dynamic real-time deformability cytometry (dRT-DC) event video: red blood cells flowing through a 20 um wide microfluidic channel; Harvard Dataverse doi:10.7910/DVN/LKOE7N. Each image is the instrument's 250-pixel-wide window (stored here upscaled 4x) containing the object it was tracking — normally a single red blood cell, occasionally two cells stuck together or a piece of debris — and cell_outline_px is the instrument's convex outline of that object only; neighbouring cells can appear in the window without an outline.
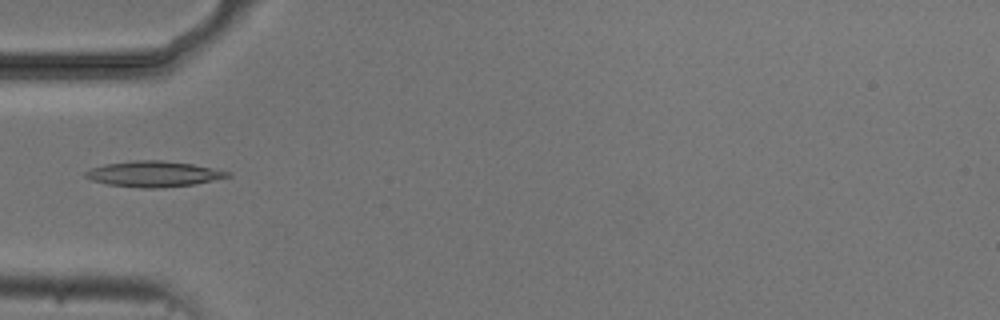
{"species": "common noctule bat (a hibernating species)", "species_latin": "Nyctalus noctula", "temperature_condition": "cold", "stored_images_in_passage": 7, "camera_frame_rate_fps": 3000, "um_per_image_px": 0.085, "animal": {"sex": "male", "body_mass_g": 20.5, "forearm_length_mm": 52.5}, "frame": {"image": 1, "passage_image": 4, "time_ms": 3.667, "image_size_px": [1000, 320], "cell_outline_px": [[232, 176], [192, 184], [160, 188], [140, 188], [108, 184], [92, 180], [84, 176], [84, 172], [92, 168], [104, 164], [132, 160], [160, 160], [192, 164], [232, 172]], "centroid_in_image_um": [13.04, 14.78], "position_along_channel_um": 72.0, "area_um2": 21.15}}
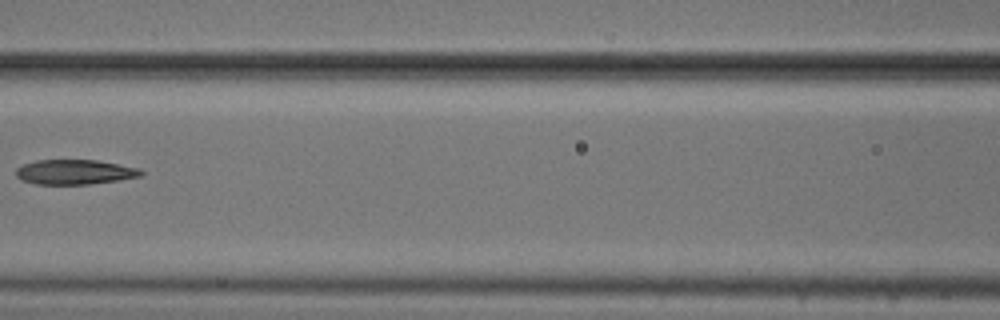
{"frame": {"image": 2, "passage_image": 6, "time_ms": 6.0, "image_size_px": [1000, 320], "cell_outline_px": [[144, 172], [140, 176], [120, 180], [88, 184], [36, 184], [20, 180], [16, 176], [16, 168], [24, 164], [36, 160], [96, 160], [140, 168]], "centroid_in_image_um": [6.34, 14.62], "position_along_channel_um": 160.3, "area_um2": 18.09}}
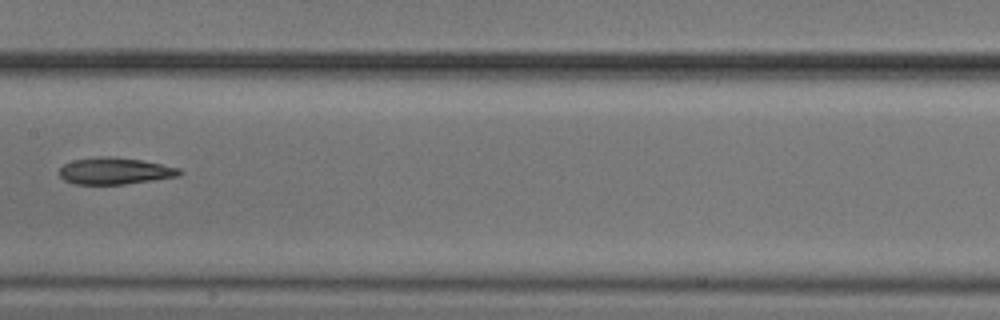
{"frame": {"image": 3, "passage_image": 7, "time_ms": 7.0, "image_size_px": [1000, 320], "cell_outline_px": [[184, 172], [180, 176], [124, 184], [76, 184], [64, 180], [60, 176], [60, 168], [64, 164], [72, 160], [96, 156], [112, 156], [140, 160], [180, 168]], "centroid_in_image_um": [9.76, 14.52], "position_along_channel_um": 197.6, "area_um2": 18.73}}